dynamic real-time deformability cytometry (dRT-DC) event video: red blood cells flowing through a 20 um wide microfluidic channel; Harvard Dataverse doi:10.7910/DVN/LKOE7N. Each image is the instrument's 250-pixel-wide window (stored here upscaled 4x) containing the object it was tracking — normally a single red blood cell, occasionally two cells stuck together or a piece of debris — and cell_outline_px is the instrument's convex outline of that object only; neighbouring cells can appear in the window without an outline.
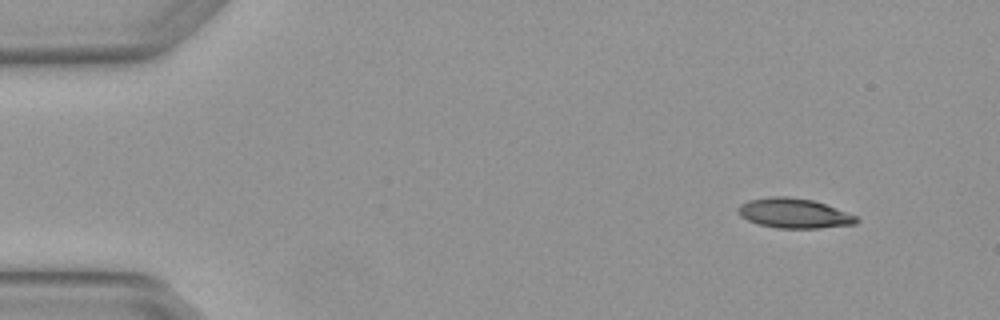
{"species": "Egyptian fruit bat (a non-hibernating species)", "species_latin": "Rousettus aegyptiacus", "temperature_condition": "warm", "stored_images_in_passage": 4, "camera_frame_rate_fps": 3000, "um_per_image_px": 0.085, "animal": {"sex": "female"}, "frame": {"image": 1, "passage_image": 1, "time_ms": 0.0, "image_size_px": [1000, 320], "cell_outline_px": [[860, 220], [856, 224], [820, 228], [776, 228], [756, 224], [740, 216], [736, 212], [736, 208], [740, 204], [748, 200], [768, 196], [788, 196], [812, 200], [824, 204], [856, 216]], "centroid_in_image_um": [67.43, 18.13], "position_along_channel_um": 17.6, "area_um2": 20.69}}